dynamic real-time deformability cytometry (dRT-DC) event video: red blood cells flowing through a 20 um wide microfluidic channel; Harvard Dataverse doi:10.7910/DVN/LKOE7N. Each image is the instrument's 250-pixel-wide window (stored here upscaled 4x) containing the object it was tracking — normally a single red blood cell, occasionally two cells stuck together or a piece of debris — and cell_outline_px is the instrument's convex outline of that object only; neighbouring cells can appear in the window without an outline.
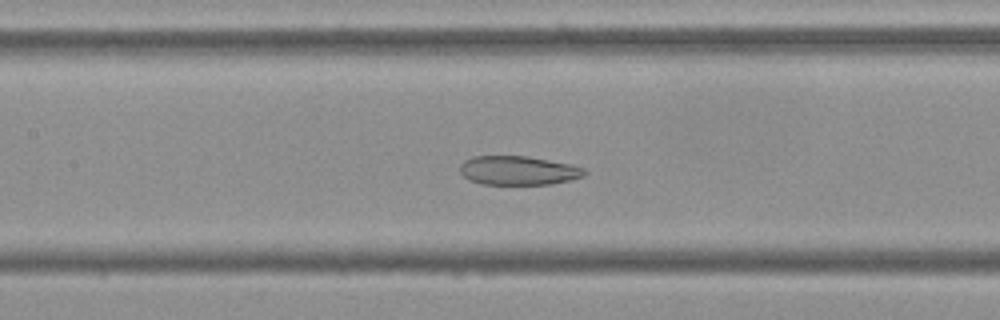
{"species": "Egyptian fruit bat (a non-hibernating species)", "species_latin": "Rousettus aegyptiacus", "temperature_condition": "cold", "stored_images_in_passage": 48, "camera_frame_rate_fps": 3000, "um_per_image_px": 0.085, "frame": {"image": 1, "passage_image": 19, "time_ms": 6.0, "image_size_px": [1000, 320], "cell_outline_px": [[588, 172], [584, 176], [572, 180], [552, 184], [480, 184], [468, 180], [460, 172], [460, 164], [464, 160], [472, 156], [528, 156], [572, 164], [584, 168]], "centroid_in_image_um": [44.07, 14.49], "position_along_channel_um": 163.3, "area_um2": 21.33}}
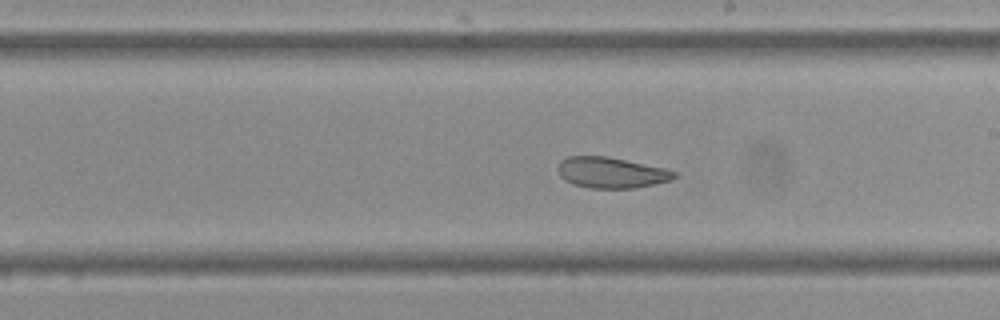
{"frame": {"image": 2, "passage_image": 25, "time_ms": 8.0, "image_size_px": [1000, 320], "cell_outline_px": [[676, 176], [672, 180], [656, 184], [632, 188], [588, 188], [572, 184], [564, 180], [560, 176], [556, 168], [560, 160], [568, 156], [608, 156], [664, 168], [676, 172]], "centroid_in_image_um": [51.91, 14.67], "position_along_channel_um": 237.1, "area_um2": 21.1}}
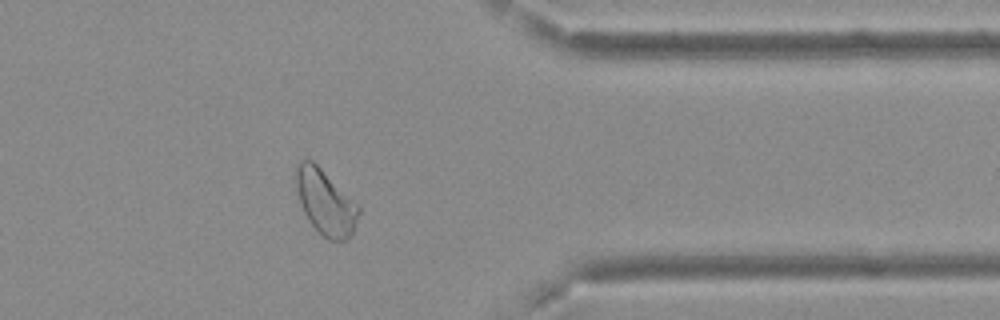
{"frame": {"image": 3, "passage_image": 38, "time_ms": 12.333, "image_size_px": [1000, 320], "cell_outline_px": [[360, 212], [352, 232], [344, 240], [328, 240], [308, 220], [300, 204], [292, 176], [296, 164], [300, 160], [312, 160], [360, 204]], "centroid_in_image_um": [27.63, 17.12], "position_along_channel_um": 383.8, "area_um2": 24.1}, "authors_computed_cell_mechanics": {"area_um2": 24.2182, "velocity_mm_per_s": 3.6983, "shape_relaxation_time_tau1_ms": null, "shape_relaxation_time_tau2_ms": 4.1191, "deformation_change_tau1": null, "deformation_change_tau2": 0.1017}}